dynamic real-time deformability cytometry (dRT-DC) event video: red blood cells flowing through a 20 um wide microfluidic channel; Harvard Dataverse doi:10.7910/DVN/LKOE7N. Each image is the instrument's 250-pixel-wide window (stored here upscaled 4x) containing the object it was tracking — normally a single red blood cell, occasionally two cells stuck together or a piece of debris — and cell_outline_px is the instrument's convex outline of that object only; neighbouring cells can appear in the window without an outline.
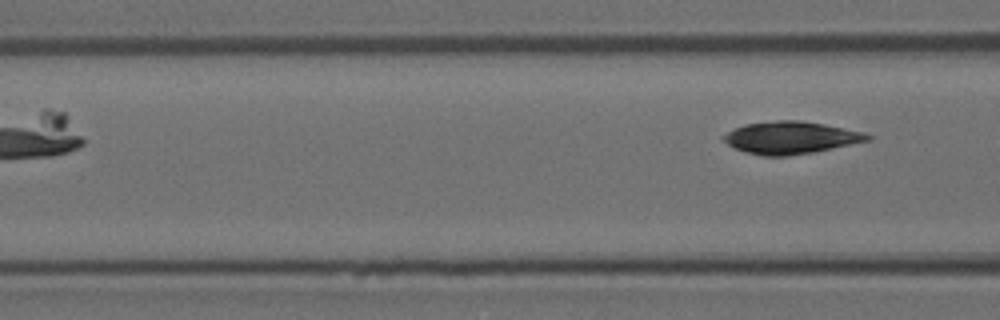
{"species": "Egyptian fruit bat (a non-hibernating species)", "species_latin": "Rousettus aegyptiacus", "temperature_condition": "room temperature", "stored_images_in_passage": 7, "segment_of_instrument_passage": [2, 2], "camera_frame_rate_fps": 3000, "um_per_image_px": 0.085, "animal": {"sex": "female"}, "frame": {"image": 1, "passage_image": 7, "time_ms": 2.0, "image_size_px": [1000, 320], "cell_outline_px": [[872, 140], [812, 152], [788, 156], [764, 156], [748, 152], [736, 148], [728, 144], [720, 136], [736, 128], [748, 124], [776, 120], [796, 120], [824, 124], [864, 132], [872, 136]], "centroid_in_image_um": [67.24, 11.7], "position_along_channel_um": 99.4, "area_um2": 26.76}}